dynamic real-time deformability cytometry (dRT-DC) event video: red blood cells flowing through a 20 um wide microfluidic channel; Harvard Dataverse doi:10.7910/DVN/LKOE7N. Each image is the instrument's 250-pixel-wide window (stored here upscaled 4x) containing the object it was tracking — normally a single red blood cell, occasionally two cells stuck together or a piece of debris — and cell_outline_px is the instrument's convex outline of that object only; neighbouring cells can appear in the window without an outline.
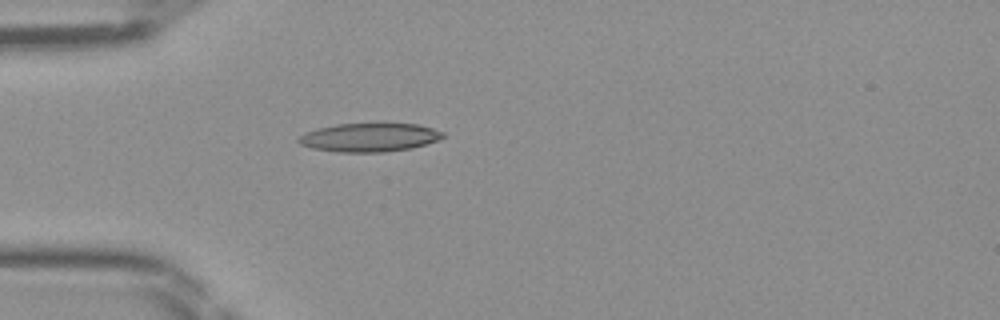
{"species": "Egyptian fruit bat (a non-hibernating species)", "species_latin": "Rousettus aegyptiacus", "temperature_condition": "room temperature", "stored_images_in_passage": 5, "camera_frame_rate_fps": 3000, "um_per_image_px": 0.085, "frame": {"image": 1, "passage_image": 1, "time_ms": 0.0, "image_size_px": [1000, 320], "cell_outline_px": [[444, 136], [436, 140], [412, 148], [384, 152], [336, 152], [312, 148], [300, 144], [296, 140], [304, 132], [316, 128], [336, 124], [416, 124], [432, 128], [444, 132]], "centroid_in_image_um": [31.34, 11.68], "position_along_channel_um": 53.7, "area_um2": 23.93}}